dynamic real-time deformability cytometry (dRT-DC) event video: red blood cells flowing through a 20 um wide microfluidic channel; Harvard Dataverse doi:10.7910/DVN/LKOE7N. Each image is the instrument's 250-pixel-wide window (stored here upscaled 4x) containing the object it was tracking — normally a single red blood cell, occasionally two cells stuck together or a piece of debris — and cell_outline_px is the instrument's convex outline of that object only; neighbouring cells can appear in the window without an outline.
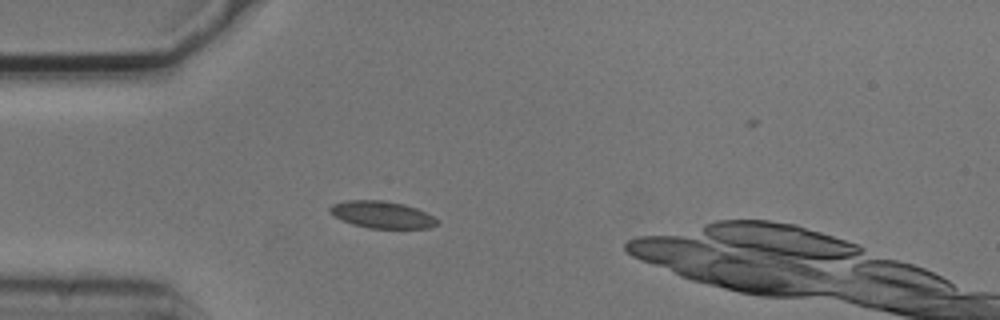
{"species": "common noctule bat (a hibernating species)", "species_latin": "Nyctalus noctula", "temperature_condition": "cold", "stored_images_in_passage": 3, "camera_frame_rate_fps": 3000, "um_per_image_px": 0.085, "animal": {"sex": "male", "body_mass_g": 20.5, "forearm_length_mm": 52.5}, "frame": {"image": 1, "passage_image": 2, "time_ms": 0.333, "image_size_px": [1000, 320], "cell_outline_px": [[440, 224], [428, 228], [368, 228], [352, 224], [328, 212], [328, 208], [332, 204], [344, 200], [384, 200], [404, 204], [416, 208], [432, 216]], "centroid_in_image_um": [32.44, 18.24], "position_along_channel_um": 52.6, "area_um2": 16.82}}